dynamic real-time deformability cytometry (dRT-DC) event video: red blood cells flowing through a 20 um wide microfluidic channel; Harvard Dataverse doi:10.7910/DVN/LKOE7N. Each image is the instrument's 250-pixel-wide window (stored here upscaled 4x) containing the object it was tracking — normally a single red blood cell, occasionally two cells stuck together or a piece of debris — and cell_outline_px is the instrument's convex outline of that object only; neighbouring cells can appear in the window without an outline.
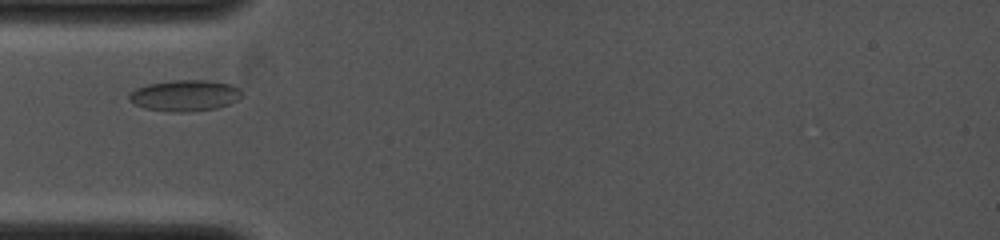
{"species": "common noctule bat (a hibernating species)", "species_latin": "Nyctalus noctula", "temperature_condition": "cold", "stored_images_in_passage": 5, "camera_frame_rate_fps": 4000, "um_per_image_px": 0.085, "animal": {"sex": "female", "body_mass_g": 19.0, "forearm_length_mm": 53.3}, "frame": {"image": 1, "passage_image": 1, "time_ms": 0.0, "image_size_px": [1000, 240], "cell_outline_px": [[240, 96], [236, 100], [228, 104], [216, 108], [188, 112], [172, 112], [144, 108], [128, 100], [128, 96], [136, 88], [148, 84], [172, 80], [208, 80], [228, 84], [236, 88], [240, 92]], "centroid_in_image_um": [15.66, 8.12], "position_along_channel_um": 69.3, "area_um2": 20.17}}
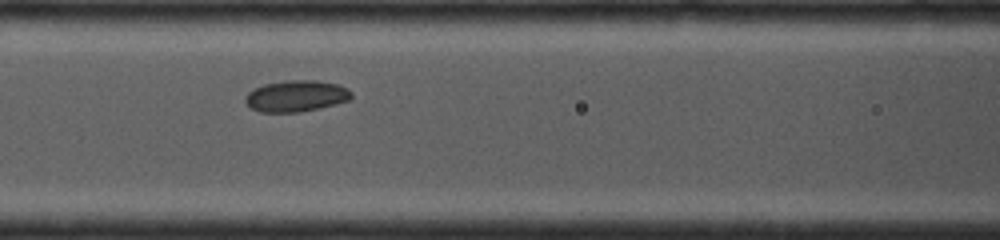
{"frame": {"image": 2, "passage_image": 4, "time_ms": 1.5, "image_size_px": [1000, 240], "cell_outline_px": [[352, 96], [348, 100], [316, 108], [296, 112], [260, 112], [252, 108], [244, 100], [248, 92], [264, 84], [292, 80], [316, 80], [336, 84], [348, 88], [352, 92]], "centroid_in_image_um": [25.16, 8.15], "position_along_channel_um": 141.4, "area_um2": 18.96}}
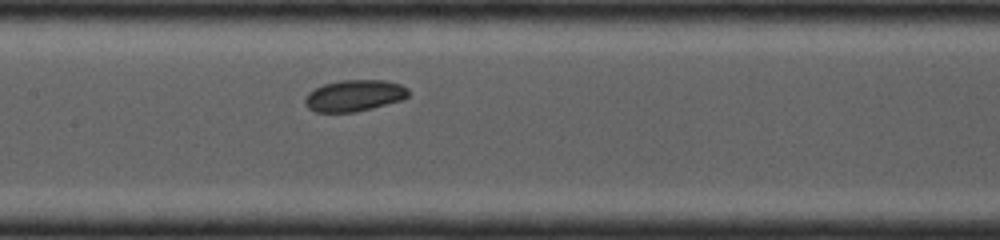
{"frame": {"image": 3, "passage_image": 5, "time_ms": 2.25, "image_size_px": [1000, 240], "cell_outline_px": [[408, 96], [400, 100], [372, 108], [352, 112], [316, 112], [308, 108], [304, 100], [308, 92], [324, 84], [344, 80], [384, 80], [400, 84], [408, 88]], "centroid_in_image_um": [30.11, 8.12], "position_along_channel_um": 177.3, "area_um2": 18.73}}